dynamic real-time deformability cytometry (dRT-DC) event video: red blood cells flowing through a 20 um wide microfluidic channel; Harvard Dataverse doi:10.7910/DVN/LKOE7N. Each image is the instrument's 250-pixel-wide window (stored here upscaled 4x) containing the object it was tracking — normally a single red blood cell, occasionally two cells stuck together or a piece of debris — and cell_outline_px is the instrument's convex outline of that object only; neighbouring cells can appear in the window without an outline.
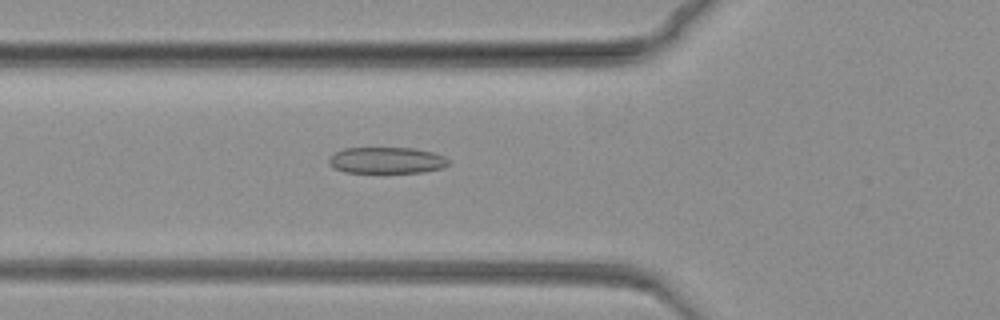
{"species": "common noctule bat (a hibernating species)", "species_latin": "Nyctalus noctula", "temperature_condition": "warm", "stored_images_in_passage": 66, "camera_frame_rate_fps": 3000, "um_per_image_px": 0.085, "animal": {"sex": "female", "body_mass_g": 19.3, "forearm_length_mm": 54.1}, "frame": {"image": 1, "passage_image": 14, "time_ms": 4.333, "image_size_px": [1000, 320], "cell_outline_px": [[448, 164], [444, 168], [424, 172], [344, 172], [328, 164], [328, 160], [336, 152], [344, 148], [412, 148], [432, 152], [444, 156], [448, 160]], "centroid_in_image_um": [32.88, 13.63], "position_along_channel_um": 92.9, "area_um2": 18.21}}
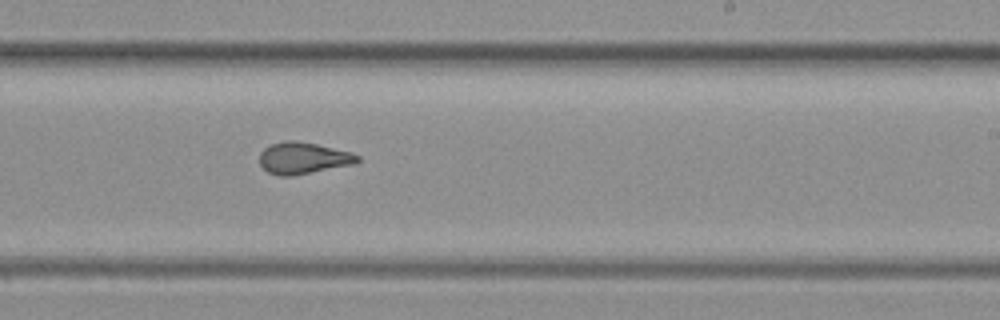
{"frame": {"image": 2, "passage_image": 34, "time_ms": 11.0, "image_size_px": [1000, 320], "cell_outline_px": [[360, 160], [356, 164], [292, 176], [280, 176], [268, 172], [260, 164], [260, 152], [264, 148], [272, 144], [284, 140], [296, 140], [316, 144], [352, 152], [360, 156]], "centroid_in_image_um": [25.8, 13.44], "position_along_channel_um": 263.2, "area_um2": 18.21}}
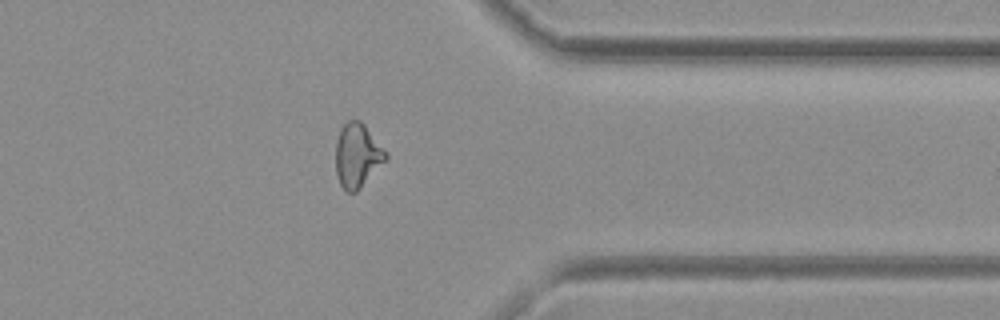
{"frame": {"image": 3, "passage_image": 49, "time_ms": 16.0, "image_size_px": [1000, 320], "cell_outline_px": [[388, 160], [356, 192], [344, 192], [340, 184], [336, 172], [336, 140], [340, 128], [348, 120], [360, 120], [364, 124], [388, 156]], "centroid_in_image_um": [30.36, 13.24], "position_along_channel_um": 381.0, "area_um2": 18.67}}